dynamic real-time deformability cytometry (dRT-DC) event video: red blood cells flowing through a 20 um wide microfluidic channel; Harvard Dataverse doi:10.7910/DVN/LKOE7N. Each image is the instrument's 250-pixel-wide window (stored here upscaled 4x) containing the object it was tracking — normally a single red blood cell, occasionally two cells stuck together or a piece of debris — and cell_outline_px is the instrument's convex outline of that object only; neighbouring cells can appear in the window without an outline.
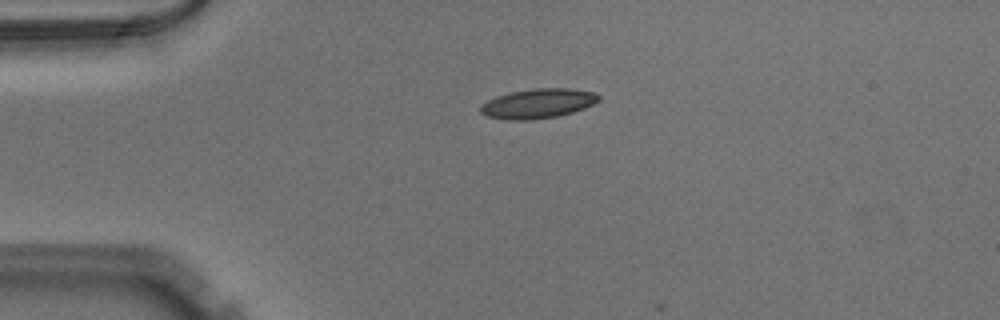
{"species": "Egyptian fruit bat (a non-hibernating species)", "species_latin": "Rousettus aegyptiacus", "temperature_condition": "warm", "stored_images_in_passage": 3, "camera_frame_rate_fps": 3000, "um_per_image_px": 0.085, "animal": {"sex": "male"}, "frame": {"image": 1, "passage_image": 1, "time_ms": 0.0, "image_size_px": [1000, 320], "cell_outline_px": [[600, 100], [584, 108], [572, 112], [556, 116], [528, 120], [512, 120], [488, 116], [480, 112], [480, 104], [496, 96], [512, 92], [536, 88], [568, 88], [592, 92], [600, 96]], "centroid_in_image_um": [45.71, 8.79], "position_along_channel_um": 39.3, "area_um2": 20.11}}